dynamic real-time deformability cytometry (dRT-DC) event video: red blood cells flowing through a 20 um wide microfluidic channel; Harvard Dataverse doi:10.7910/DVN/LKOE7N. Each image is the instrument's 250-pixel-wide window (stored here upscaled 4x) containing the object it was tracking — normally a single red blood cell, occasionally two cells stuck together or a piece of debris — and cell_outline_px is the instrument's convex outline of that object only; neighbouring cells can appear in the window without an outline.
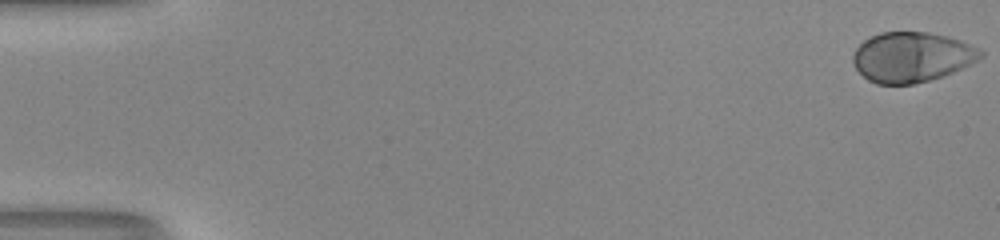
{"species": "human", "species_latin": "Homo sapiens", "temperature_condition": "room temperature", "stored_images_in_passage": 52, "camera_frame_rate_fps": 3000, "um_per_image_px": 0.085, "donor": {"sex": "male"}, "frame": {"image": 1, "passage_image": 1, "time_ms": 0.0, "image_size_px": [1000, 240], "cell_outline_px": [[984, 56], [952, 72], [928, 80], [912, 84], [876, 84], [868, 80], [852, 64], [852, 56], [856, 48], [864, 40], [880, 32], [928, 32], [960, 40], [980, 48], [984, 52]], "centroid_in_image_um": [77.47, 4.84], "position_along_channel_um": 7.5, "area_um2": 36.93}}
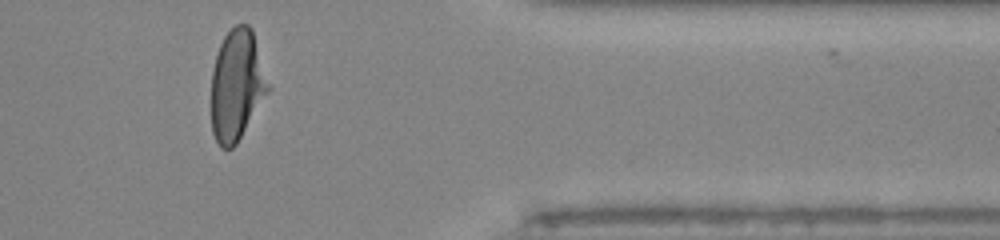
{"frame": {"image": 2, "passage_image": 44, "time_ms": 14.333, "image_size_px": [1000, 240], "cell_outline_px": [[272, 88], [236, 144], [232, 148], [220, 148], [212, 132], [212, 68], [220, 44], [224, 36], [236, 24], [248, 24], [252, 28]], "centroid_in_image_um": [20.16, 7.23], "position_along_channel_um": 391.2, "area_um2": 37.11}}
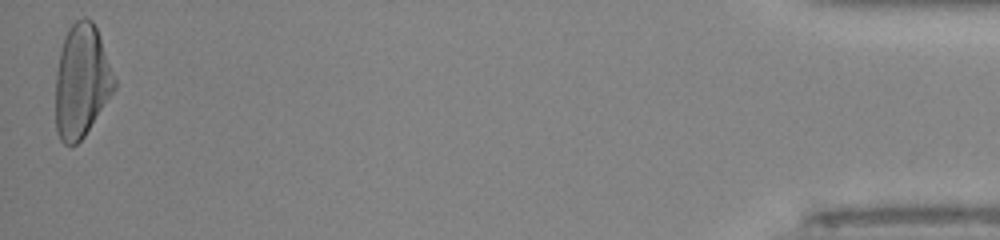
{"frame": {"image": 3, "passage_image": 52, "time_ms": 17.0, "image_size_px": [1000, 240], "cell_outline_px": [[116, 88], [84, 136], [76, 144], [64, 144], [60, 140], [56, 132], [56, 72], [60, 52], [64, 36], [68, 28], [76, 20], [92, 20], [96, 28], [116, 80]], "centroid_in_image_um": [6.92, 6.92], "position_along_channel_um": 428.3, "area_um2": 38.32}, "authors_computed_cell_mechanics": {"area_um2": 37.2521, "velocity_mm_per_s": 4.1139, "shape_relaxation_time_tau1_ms": 3.6166, "shape_relaxation_time_tau2_ms": null, "deformation_change_tau1": 0.2173, "deformation_change_tau2": null}}